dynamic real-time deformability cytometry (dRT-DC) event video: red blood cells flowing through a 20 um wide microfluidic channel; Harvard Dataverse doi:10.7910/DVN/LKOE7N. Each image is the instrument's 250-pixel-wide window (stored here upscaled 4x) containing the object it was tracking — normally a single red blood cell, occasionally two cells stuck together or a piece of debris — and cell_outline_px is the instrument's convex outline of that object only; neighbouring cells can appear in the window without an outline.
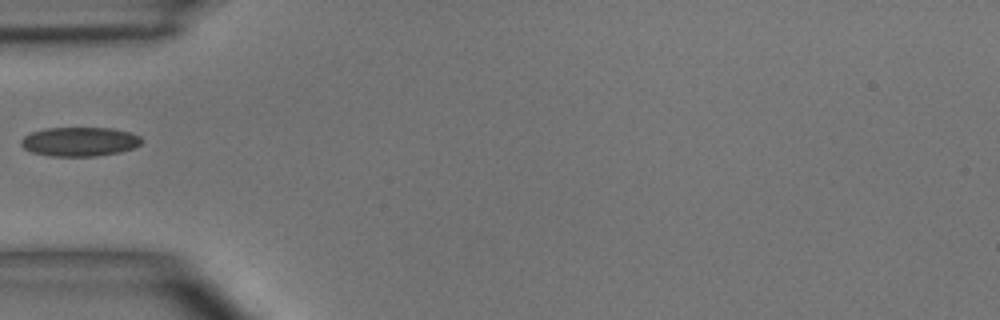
{"species": "common noctule bat (a hibernating species)", "species_latin": "Nyctalus noctula", "temperature_condition": "room temperature", "stored_images_in_passage": 1, "camera_frame_rate_fps": 3000, "um_per_image_px": 0.085, "animal": {"sex": "male", "body_mass_g": 15.6}, "frame": {"image": 1, "passage_image": 1, "time_ms": 0.0, "image_size_px": [1000, 320], "cell_outline_px": [[144, 140], [136, 148], [120, 152], [96, 156], [52, 156], [32, 152], [24, 148], [20, 144], [20, 140], [24, 136], [32, 132], [44, 128], [112, 128], [132, 132], [140, 136]], "centroid_in_image_um": [6.81, 12.03], "position_along_channel_um": 78.2, "area_um2": 20.69}}